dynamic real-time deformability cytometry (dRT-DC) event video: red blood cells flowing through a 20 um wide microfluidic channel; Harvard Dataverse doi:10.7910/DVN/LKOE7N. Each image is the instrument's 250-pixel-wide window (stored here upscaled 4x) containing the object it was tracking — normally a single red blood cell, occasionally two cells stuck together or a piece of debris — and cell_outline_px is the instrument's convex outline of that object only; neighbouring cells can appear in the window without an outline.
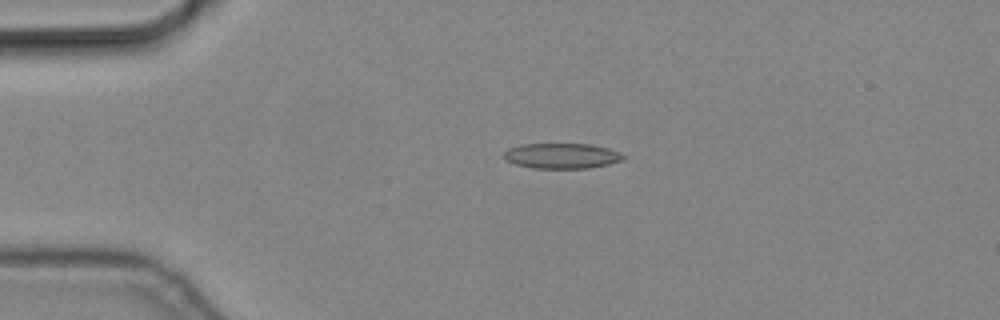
{"species": "common noctule bat (a hibernating species)", "species_latin": "Nyctalus noctula", "temperature_condition": "cold", "stored_images_in_passage": 3, "camera_frame_rate_fps": 3000, "um_per_image_px": 0.085, "animal": {"sex": "male", "body_mass_g": 19.2, "forearm_length_mm": 51.8}, "frame": {"image": 1, "passage_image": 3, "time_ms": 0.667, "image_size_px": [1000, 320], "cell_outline_px": [[628, 156], [624, 160], [608, 164], [588, 168], [532, 168], [516, 164], [504, 160], [504, 152], [508, 148], [520, 144], [592, 144], [608, 148], [620, 152]], "centroid_in_image_um": [47.77, 13.24], "position_along_channel_um": 37.2, "area_um2": 17.8}}